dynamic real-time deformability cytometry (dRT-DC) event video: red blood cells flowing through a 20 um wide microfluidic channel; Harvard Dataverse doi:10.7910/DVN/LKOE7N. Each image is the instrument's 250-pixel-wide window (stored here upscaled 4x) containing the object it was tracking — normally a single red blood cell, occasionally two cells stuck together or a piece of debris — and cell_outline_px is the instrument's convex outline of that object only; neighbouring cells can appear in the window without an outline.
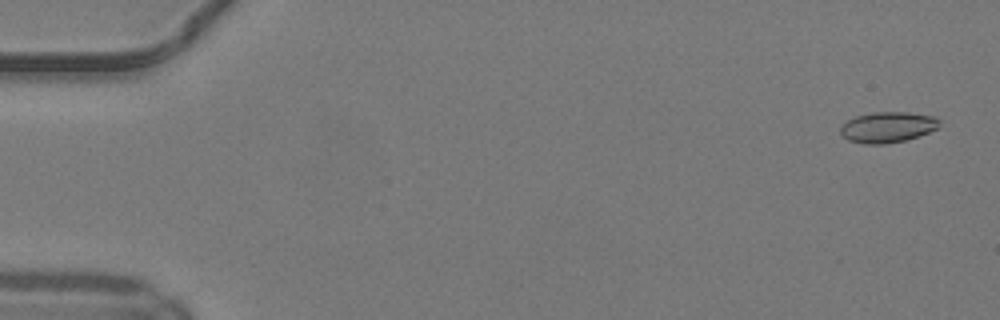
{"species": "common noctule bat (a hibernating species)", "species_latin": "Nyctalus noctula", "temperature_condition": "warm", "stored_images_in_passage": 11, "camera_frame_rate_fps": 3000, "um_per_image_px": 0.085, "animal": {"sex": "male", "body_mass_g": 19.2, "forearm_length_mm": 51.8}, "frame": {"image": 1, "passage_image": 2, "time_ms": 0.333, "image_size_px": [1000, 320], "cell_outline_px": [[940, 128], [904, 140], [884, 144], [864, 144], [848, 140], [840, 136], [840, 128], [848, 120], [856, 116], [872, 112], [908, 112], [936, 116], [940, 120]], "centroid_in_image_um": [75.45, 10.8], "position_along_channel_um": 9.5, "area_um2": 17.8}}